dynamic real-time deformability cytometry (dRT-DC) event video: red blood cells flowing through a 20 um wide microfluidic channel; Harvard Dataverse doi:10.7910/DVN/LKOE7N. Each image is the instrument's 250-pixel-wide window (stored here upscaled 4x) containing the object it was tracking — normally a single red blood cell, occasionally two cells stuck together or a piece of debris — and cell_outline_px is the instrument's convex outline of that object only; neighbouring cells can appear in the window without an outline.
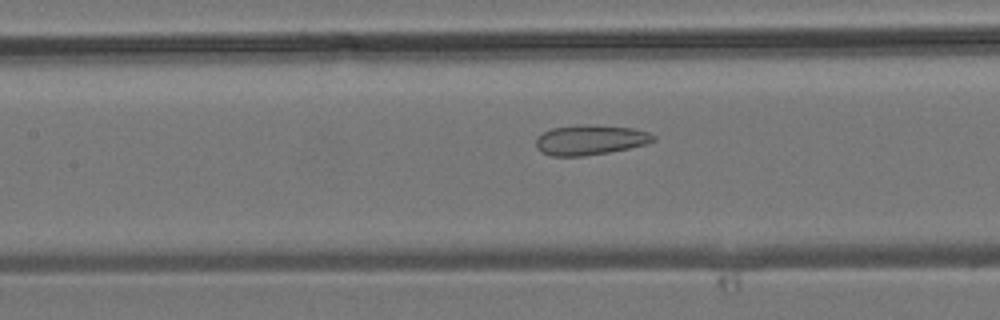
{"species": "common noctule bat (a hibernating species)", "species_latin": "Nyctalus noctula", "temperature_condition": "room temperature", "stored_images_in_passage": 32, "camera_frame_rate_fps": 3000, "um_per_image_px": 0.085, "animal": {"sex": "male", "body_mass_g": 19.2, "forearm_length_mm": 51.8}, "frame": {"image": 1, "passage_image": 16, "time_ms": 5.0, "image_size_px": [1000, 320], "cell_outline_px": [[656, 140], [648, 144], [608, 152], [584, 156], [552, 156], [540, 152], [536, 148], [536, 140], [544, 132], [552, 128], [588, 124], [632, 128], [648, 132], [656, 136]], "centroid_in_image_um": [50.19, 11.9], "position_along_channel_um": 157.2, "area_um2": 20.46}}
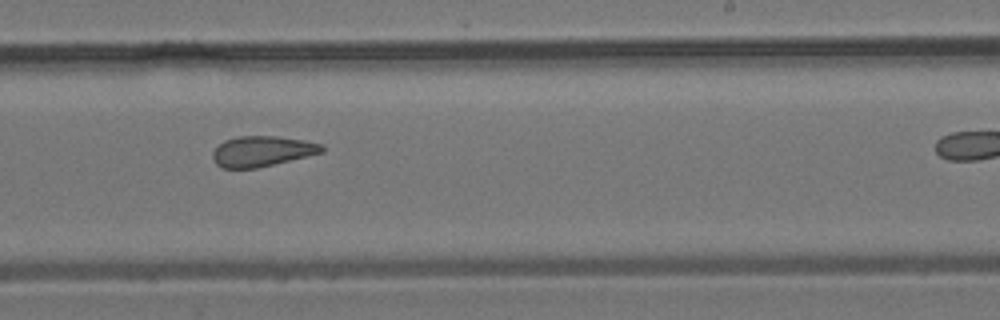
{"frame": {"image": 2, "passage_image": 23, "time_ms": 7.333, "image_size_px": [1000, 320], "cell_outline_px": [[324, 152], [256, 168], [220, 168], [216, 164], [212, 156], [212, 152], [224, 140], [236, 136], [276, 136], [304, 140], [324, 144]], "centroid_in_image_um": [22.27, 12.85], "position_along_channel_um": 266.7, "area_um2": 19.36}}
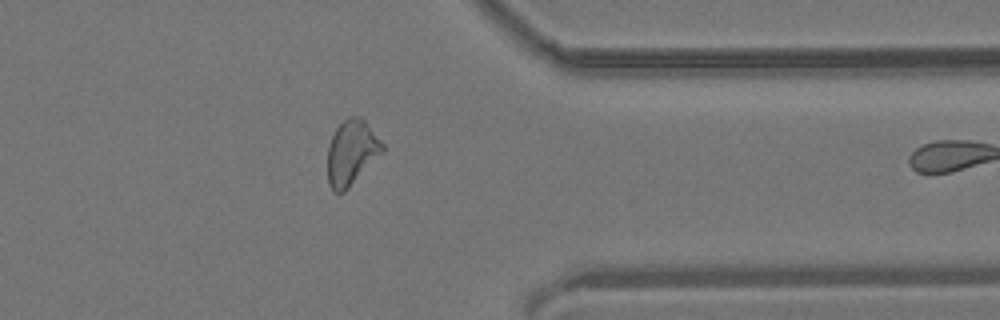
{"frame": {"image": 3, "passage_image": 31, "time_ms": 10.0, "image_size_px": [1000, 320], "cell_outline_px": [[384, 152], [344, 192], [336, 192], [328, 184], [328, 144], [336, 128], [348, 116], [360, 116], [364, 120], [384, 144]], "centroid_in_image_um": [29.89, 12.95], "position_along_channel_um": 381.5, "area_um2": 20.69}}